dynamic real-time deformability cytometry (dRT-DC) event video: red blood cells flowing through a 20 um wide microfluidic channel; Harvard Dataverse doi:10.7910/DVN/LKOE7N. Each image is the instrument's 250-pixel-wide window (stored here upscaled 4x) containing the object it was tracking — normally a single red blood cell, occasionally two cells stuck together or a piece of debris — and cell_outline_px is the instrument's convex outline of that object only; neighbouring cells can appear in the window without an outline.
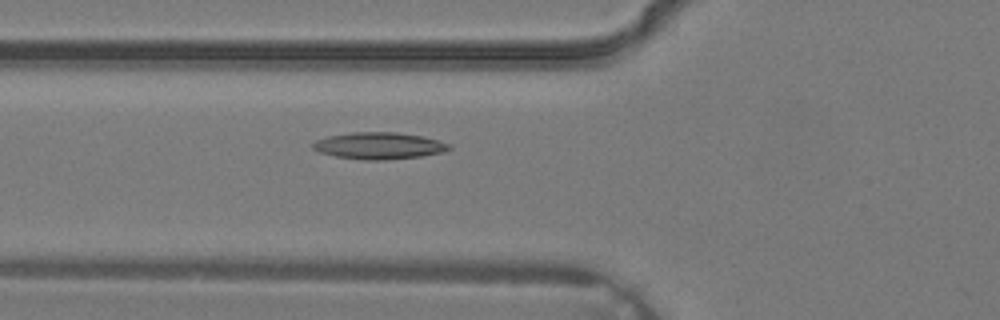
{"species": "common noctule bat (a hibernating species)", "species_latin": "Nyctalus noctula", "temperature_condition": "warm", "stored_images_in_passage": 2, "camera_frame_rate_fps": 3000, "um_per_image_px": 0.085, "animal": {"sex": "male", "body_mass_g": 19.2, "forearm_length_mm": 51.8}, "frame": {"image": 1, "passage_image": 2, "time_ms": 0.333, "image_size_px": [1000, 320], "cell_outline_px": [[452, 148], [444, 152], [420, 156], [384, 160], [364, 160], [336, 156], [320, 152], [312, 148], [312, 144], [316, 140], [328, 136], [352, 132], [396, 132], [424, 136], [452, 144]], "centroid_in_image_um": [32.25, 12.38], "position_along_channel_um": 93.5, "area_um2": 21.33}}